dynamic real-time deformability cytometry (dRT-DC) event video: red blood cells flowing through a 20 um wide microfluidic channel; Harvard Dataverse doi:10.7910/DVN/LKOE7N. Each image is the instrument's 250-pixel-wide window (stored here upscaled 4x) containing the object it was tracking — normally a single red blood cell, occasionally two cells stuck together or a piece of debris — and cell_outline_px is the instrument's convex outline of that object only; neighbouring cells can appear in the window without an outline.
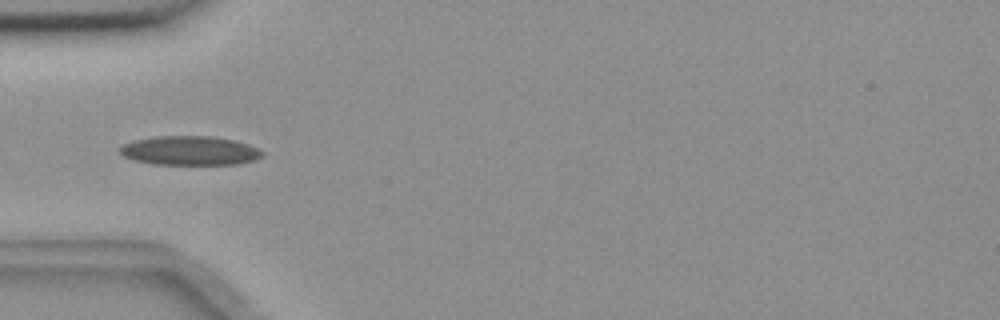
{"species": "common noctule bat (a hibernating species)", "species_latin": "Nyctalus noctula", "temperature_condition": "room temperature", "stored_images_in_passage": 10, "camera_frame_rate_fps": 3000, "um_per_image_px": 0.085, "animal": {"sex": "female", "body_mass_g": 18.4}, "frame": {"image": 1, "passage_image": 2, "time_ms": 0.333, "image_size_px": [1000, 320], "cell_outline_px": [[264, 156], [256, 160], [236, 164], [152, 164], [132, 160], [124, 156], [116, 148], [132, 140], [156, 136], [212, 136], [236, 140], [248, 144], [264, 152]], "centroid_in_image_um": [16.12, 12.8], "position_along_channel_um": 68.9, "area_um2": 24.45}}
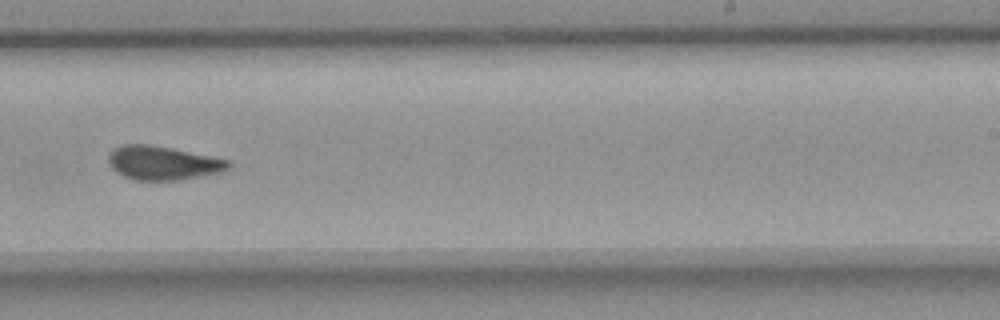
{"frame": {"image": 2, "passage_image": 7, "time_ms": 2.0, "image_size_px": [1000, 320], "cell_outline_px": [[232, 168], [220, 172], [176, 180], [132, 180], [116, 172], [112, 168], [108, 160], [108, 156], [116, 148], [124, 144], [148, 144], [172, 148], [232, 160]], "centroid_in_image_um": [13.89, 13.85], "position_along_channel_um": 275.1, "area_um2": 23.64}}
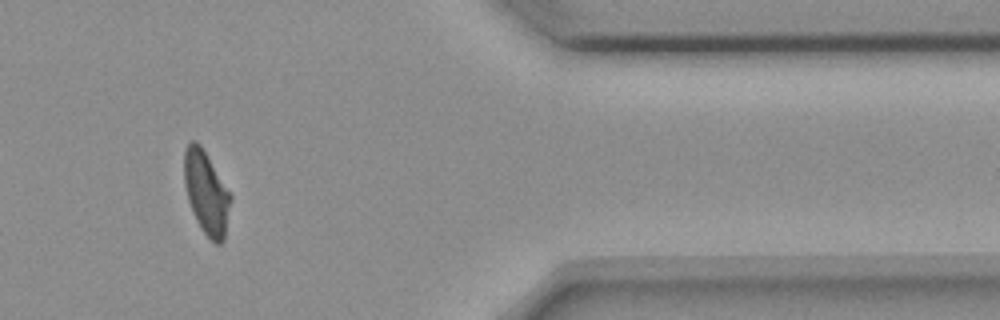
{"frame": {"image": 3, "passage_image": 10, "time_ms": 3.0, "image_size_px": [1000, 320], "cell_outline_px": [[232, 196], [224, 240], [220, 244], [216, 244], [200, 228], [192, 212], [188, 200], [184, 184], [184, 148], [192, 140], [196, 140], [200, 144]], "centroid_in_image_um": [17.52, 16.38], "position_along_channel_um": 393.9, "area_um2": 22.37}}